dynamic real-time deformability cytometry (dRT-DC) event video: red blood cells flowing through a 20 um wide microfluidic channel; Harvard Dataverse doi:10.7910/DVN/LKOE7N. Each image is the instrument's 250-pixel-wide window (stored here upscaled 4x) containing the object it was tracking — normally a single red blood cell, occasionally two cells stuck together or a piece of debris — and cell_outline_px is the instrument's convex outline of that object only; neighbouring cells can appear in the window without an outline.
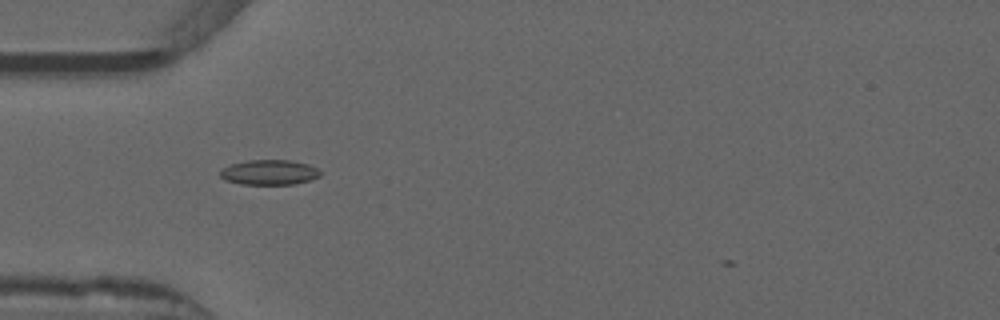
{"species": "common noctule bat (a hibernating species)", "species_latin": "Nyctalus noctula", "temperature_condition": "warm", "stored_images_in_passage": 28, "camera_frame_rate_fps": 3000, "um_per_image_px": 0.085, "animal": {"sex": "male", "forearm_length_mm": 52.5}, "frame": {"image": 1, "passage_image": 1, "time_ms": 0.0, "image_size_px": [1000, 320], "cell_outline_px": [[320, 176], [308, 180], [292, 184], [240, 184], [224, 180], [220, 176], [220, 172], [224, 168], [232, 164], [248, 160], [292, 160], [308, 164], [316, 168], [320, 172]], "centroid_in_image_um": [22.87, 14.64], "position_along_channel_um": 62.1, "area_um2": 14.45}}
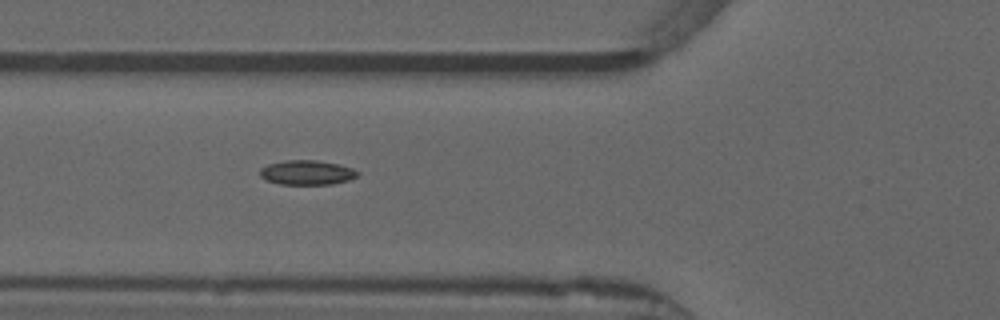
{"frame": {"image": 2, "passage_image": 4, "time_ms": 1.0, "image_size_px": [1000, 320], "cell_outline_px": [[360, 172], [356, 176], [348, 180], [332, 184], [280, 184], [264, 180], [260, 176], [260, 168], [268, 164], [284, 160], [316, 160], [336, 164], [352, 168]], "centroid_in_image_um": [26.04, 14.66], "position_along_channel_um": 99.8, "area_um2": 13.93}}
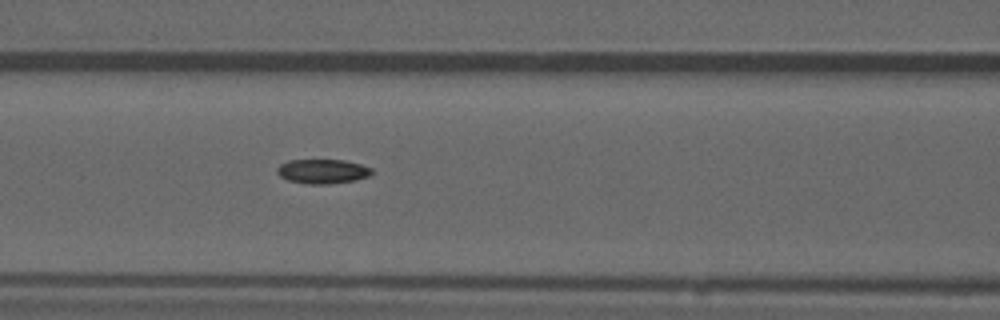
{"frame": {"image": 3, "passage_image": 7, "time_ms": 2.0, "image_size_px": [1000, 320], "cell_outline_px": [[372, 172], [368, 176], [356, 180], [328, 184], [308, 184], [288, 180], [280, 176], [276, 172], [276, 168], [280, 164], [288, 160], [344, 160], [360, 164], [372, 168]], "centroid_in_image_um": [27.39, 14.56], "position_along_channel_um": 139.2, "area_um2": 13.47}}